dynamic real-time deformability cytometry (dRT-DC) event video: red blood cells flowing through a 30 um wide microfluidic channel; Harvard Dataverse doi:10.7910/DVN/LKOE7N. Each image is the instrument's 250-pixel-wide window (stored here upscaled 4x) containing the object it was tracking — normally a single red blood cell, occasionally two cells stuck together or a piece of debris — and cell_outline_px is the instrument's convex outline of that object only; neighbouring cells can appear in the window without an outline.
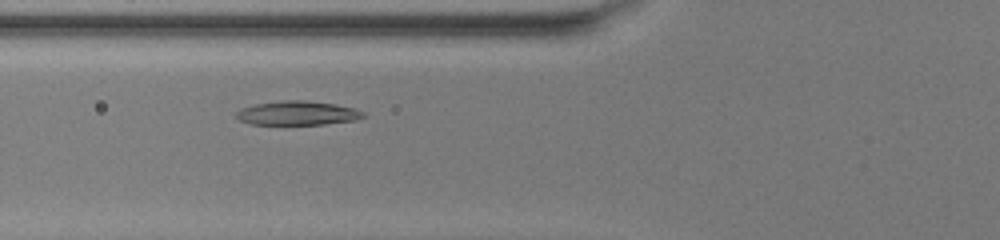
{"species": "common noctule bat (a hibernating species)", "species_latin": "Nyctalus noctula", "temperature_condition": "warm", "stored_images_in_passage": 40, "camera_frame_rate_fps": 3000, "um_per_image_px": 0.085, "animal": {"sex": "female", "body_mass_g": 20.0, "forearm_length_mm": 54.0}, "frame": {"image": 1, "passage_image": 10, "time_ms": 3.0, "image_size_px": [1000, 240], "cell_outline_px": [[368, 116], [356, 120], [324, 124], [252, 124], [240, 120], [236, 116], [236, 112], [240, 108], [256, 104], [280, 100], [300, 100], [336, 104], [356, 108], [364, 112]], "centroid_in_image_um": [25.33, 9.61], "position_along_channel_um": 100.5, "area_um2": 17.86}}
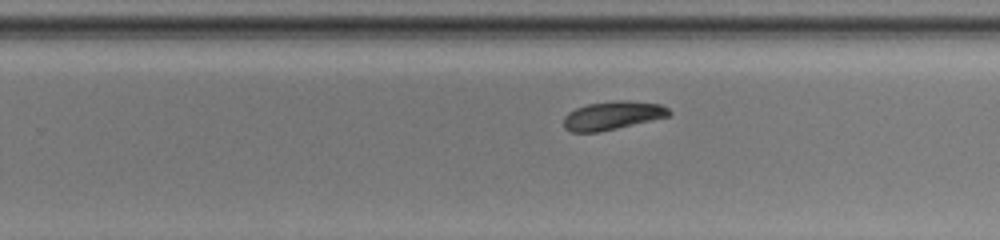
{"frame": {"image": 2, "passage_image": 23, "time_ms": 7.333, "image_size_px": [1000, 240], "cell_outline_px": [[672, 112], [668, 116], [652, 120], [600, 132], [572, 132], [564, 128], [564, 116], [568, 112], [576, 108], [588, 104], [612, 100], [628, 100], [660, 104], [668, 108]], "centroid_in_image_um": [52.05, 9.81], "position_along_channel_um": 277.7, "area_um2": 17.51}}
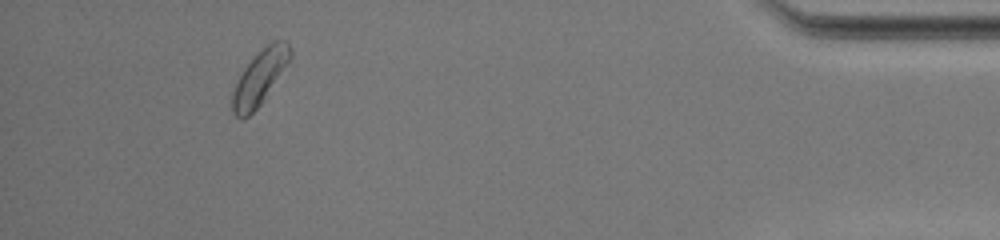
{"frame": {"image": 3, "passage_image": 37, "time_ms": 12.0, "image_size_px": [1000, 240], "cell_outline_px": [[292, 56], [264, 100], [244, 120], [240, 120], [232, 112], [232, 92], [244, 68], [272, 40], [288, 40], [292, 52]], "centroid_in_image_um": [22.09, 6.6], "position_along_channel_um": 413.1, "area_um2": 18.03}, "authors_computed_cell_mechanics": {"area_um2": 17.9758, "velocity_mm_per_s": 4.0975, "shape_relaxation_time_tau1_ms": 1.9556, "shape_relaxation_time_tau2_ms": null, "deformation_change_tau1": 0.1119, "deformation_change_tau2": null}}